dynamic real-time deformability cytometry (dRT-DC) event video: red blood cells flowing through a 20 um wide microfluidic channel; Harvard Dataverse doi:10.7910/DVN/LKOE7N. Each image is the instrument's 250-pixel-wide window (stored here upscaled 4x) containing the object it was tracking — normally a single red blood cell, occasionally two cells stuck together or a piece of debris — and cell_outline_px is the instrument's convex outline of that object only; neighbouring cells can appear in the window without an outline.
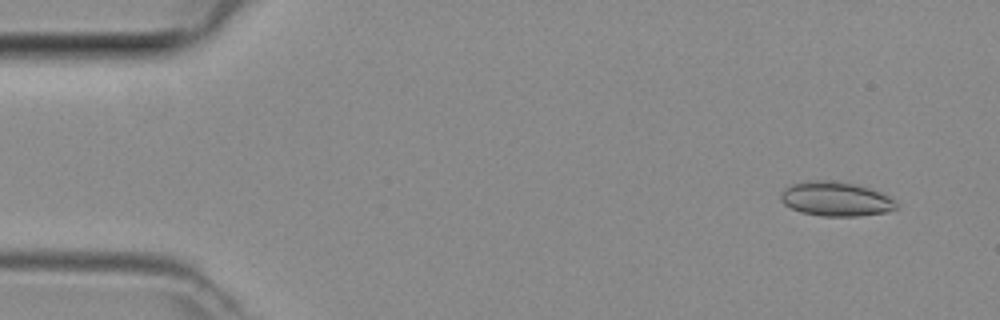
{"species": "common noctule bat (a hibernating species)", "species_latin": "Nyctalus noctula", "temperature_condition": "room temperature", "stored_images_in_passage": 47, "camera_frame_rate_fps": 3000, "um_per_image_px": 0.085, "animal": {"sex": "female", "body_mass_g": 29.2, "forearm_length_mm": 56.3}, "frame": {"image": 1, "passage_image": 3, "time_ms": 0.667, "image_size_px": [1000, 320], "cell_outline_px": [[896, 208], [884, 212], [856, 216], [820, 216], [800, 212], [784, 204], [780, 200], [780, 192], [784, 188], [792, 184], [804, 180], [832, 180], [856, 184], [880, 192], [888, 196], [896, 204]], "centroid_in_image_um": [70.96, 16.9], "position_along_channel_um": 14.0, "area_um2": 23.12}}
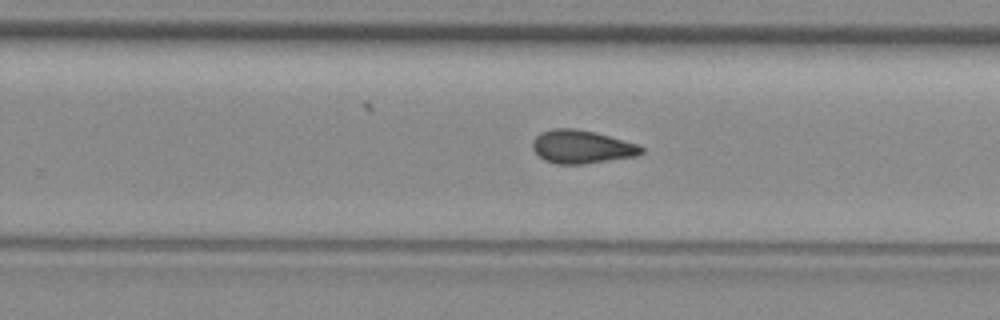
{"frame": {"image": 2, "passage_image": 29, "time_ms": 9.333, "image_size_px": [1000, 320], "cell_outline_px": [[644, 152], [640, 156], [584, 164], [556, 164], [544, 160], [532, 148], [532, 140], [540, 132], [552, 128], [576, 128], [608, 136], [636, 144], [644, 148]], "centroid_in_image_um": [49.44, 12.49], "position_along_channel_um": 280.4, "area_um2": 21.15}}
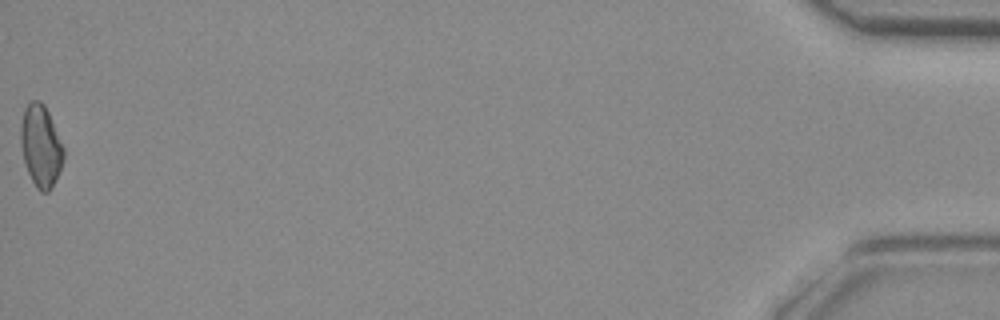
{"frame": {"image": 3, "passage_image": 47, "time_ms": 15.333, "image_size_px": [1000, 320], "cell_outline_px": [[64, 160], [52, 188], [48, 192], [40, 192], [36, 188], [28, 172], [24, 160], [20, 144], [20, 124], [24, 108], [32, 100], [40, 100], [44, 104], [48, 112], [64, 148]], "centroid_in_image_um": [3.46, 12.41], "position_along_channel_um": 431.7, "area_um2": 20.52}}